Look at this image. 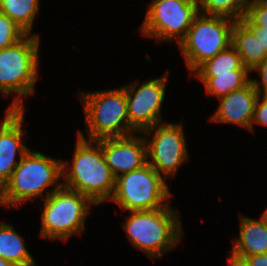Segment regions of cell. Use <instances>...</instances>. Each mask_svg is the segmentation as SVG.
<instances>
[{
    "mask_svg": "<svg viewBox=\"0 0 267 266\" xmlns=\"http://www.w3.org/2000/svg\"><path fill=\"white\" fill-rule=\"evenodd\" d=\"M73 162L62 161L64 185L86 196L94 206L110 200L115 190V180L106 164L101 139L88 140L80 130L77 131ZM96 144V145H95Z\"/></svg>",
    "mask_w": 267,
    "mask_h": 266,
    "instance_id": "1",
    "label": "cell"
},
{
    "mask_svg": "<svg viewBox=\"0 0 267 266\" xmlns=\"http://www.w3.org/2000/svg\"><path fill=\"white\" fill-rule=\"evenodd\" d=\"M61 178L62 160L30 149L0 189V206L14 208L15 205H22L31 199L46 198L62 184L59 183ZM53 185L54 189L49 190Z\"/></svg>",
    "mask_w": 267,
    "mask_h": 266,
    "instance_id": "2",
    "label": "cell"
},
{
    "mask_svg": "<svg viewBox=\"0 0 267 266\" xmlns=\"http://www.w3.org/2000/svg\"><path fill=\"white\" fill-rule=\"evenodd\" d=\"M171 207L168 204L155 210L132 211L122 223L130 244L149 258H159L182 241L180 214Z\"/></svg>",
    "mask_w": 267,
    "mask_h": 266,
    "instance_id": "3",
    "label": "cell"
},
{
    "mask_svg": "<svg viewBox=\"0 0 267 266\" xmlns=\"http://www.w3.org/2000/svg\"><path fill=\"white\" fill-rule=\"evenodd\" d=\"M40 38L26 34L17 43L0 50V92L16 96L8 110H25L23 97L34 93L38 78Z\"/></svg>",
    "mask_w": 267,
    "mask_h": 266,
    "instance_id": "4",
    "label": "cell"
},
{
    "mask_svg": "<svg viewBox=\"0 0 267 266\" xmlns=\"http://www.w3.org/2000/svg\"><path fill=\"white\" fill-rule=\"evenodd\" d=\"M88 140L126 137L138 133L129 123L126 93L113 90L80 92Z\"/></svg>",
    "mask_w": 267,
    "mask_h": 266,
    "instance_id": "5",
    "label": "cell"
},
{
    "mask_svg": "<svg viewBox=\"0 0 267 266\" xmlns=\"http://www.w3.org/2000/svg\"><path fill=\"white\" fill-rule=\"evenodd\" d=\"M43 200L40 230L42 238L66 242L70 237L82 233L93 204L86 196L62 183Z\"/></svg>",
    "mask_w": 267,
    "mask_h": 266,
    "instance_id": "6",
    "label": "cell"
},
{
    "mask_svg": "<svg viewBox=\"0 0 267 266\" xmlns=\"http://www.w3.org/2000/svg\"><path fill=\"white\" fill-rule=\"evenodd\" d=\"M171 195L166 181L147 163L118 176L109 201L116 202L123 211H148L166 207Z\"/></svg>",
    "mask_w": 267,
    "mask_h": 266,
    "instance_id": "7",
    "label": "cell"
},
{
    "mask_svg": "<svg viewBox=\"0 0 267 266\" xmlns=\"http://www.w3.org/2000/svg\"><path fill=\"white\" fill-rule=\"evenodd\" d=\"M235 21L199 13L184 39L178 44L190 75L206 60L226 50L231 44Z\"/></svg>",
    "mask_w": 267,
    "mask_h": 266,
    "instance_id": "8",
    "label": "cell"
},
{
    "mask_svg": "<svg viewBox=\"0 0 267 266\" xmlns=\"http://www.w3.org/2000/svg\"><path fill=\"white\" fill-rule=\"evenodd\" d=\"M140 27L143 36L179 44L199 14L198 0H153Z\"/></svg>",
    "mask_w": 267,
    "mask_h": 266,
    "instance_id": "9",
    "label": "cell"
},
{
    "mask_svg": "<svg viewBox=\"0 0 267 266\" xmlns=\"http://www.w3.org/2000/svg\"><path fill=\"white\" fill-rule=\"evenodd\" d=\"M154 131V132H153ZM147 145V163L165 180L174 177L182 163L187 161L186 138L182 124L157 123L142 131ZM150 136L148 139L147 135Z\"/></svg>",
    "mask_w": 267,
    "mask_h": 266,
    "instance_id": "10",
    "label": "cell"
},
{
    "mask_svg": "<svg viewBox=\"0 0 267 266\" xmlns=\"http://www.w3.org/2000/svg\"><path fill=\"white\" fill-rule=\"evenodd\" d=\"M168 75L167 72L161 78L145 81L140 87L137 82L122 86L126 93L129 123L138 133L163 122L161 108Z\"/></svg>",
    "mask_w": 267,
    "mask_h": 266,
    "instance_id": "11",
    "label": "cell"
},
{
    "mask_svg": "<svg viewBox=\"0 0 267 266\" xmlns=\"http://www.w3.org/2000/svg\"><path fill=\"white\" fill-rule=\"evenodd\" d=\"M101 148L115 178L147 164V145L143 135L103 138Z\"/></svg>",
    "mask_w": 267,
    "mask_h": 266,
    "instance_id": "12",
    "label": "cell"
},
{
    "mask_svg": "<svg viewBox=\"0 0 267 266\" xmlns=\"http://www.w3.org/2000/svg\"><path fill=\"white\" fill-rule=\"evenodd\" d=\"M25 110H8L0 123V189L9 180L21 158L30 150L22 136ZM19 153V160L16 155Z\"/></svg>",
    "mask_w": 267,
    "mask_h": 266,
    "instance_id": "13",
    "label": "cell"
},
{
    "mask_svg": "<svg viewBox=\"0 0 267 266\" xmlns=\"http://www.w3.org/2000/svg\"><path fill=\"white\" fill-rule=\"evenodd\" d=\"M258 97L253 82L250 81L246 86L218 98L219 106L210 120L251 130Z\"/></svg>",
    "mask_w": 267,
    "mask_h": 266,
    "instance_id": "14",
    "label": "cell"
},
{
    "mask_svg": "<svg viewBox=\"0 0 267 266\" xmlns=\"http://www.w3.org/2000/svg\"><path fill=\"white\" fill-rule=\"evenodd\" d=\"M240 216L239 237L233 240L231 254L245 259L247 256L267 253V226L262 219Z\"/></svg>",
    "mask_w": 267,
    "mask_h": 266,
    "instance_id": "15",
    "label": "cell"
},
{
    "mask_svg": "<svg viewBox=\"0 0 267 266\" xmlns=\"http://www.w3.org/2000/svg\"><path fill=\"white\" fill-rule=\"evenodd\" d=\"M230 44L250 71L267 57L266 49L262 48L255 33L242 20L236 21L231 30Z\"/></svg>",
    "mask_w": 267,
    "mask_h": 266,
    "instance_id": "16",
    "label": "cell"
},
{
    "mask_svg": "<svg viewBox=\"0 0 267 266\" xmlns=\"http://www.w3.org/2000/svg\"><path fill=\"white\" fill-rule=\"evenodd\" d=\"M24 244L11 224H0V258L14 266H37Z\"/></svg>",
    "mask_w": 267,
    "mask_h": 266,
    "instance_id": "17",
    "label": "cell"
},
{
    "mask_svg": "<svg viewBox=\"0 0 267 266\" xmlns=\"http://www.w3.org/2000/svg\"><path fill=\"white\" fill-rule=\"evenodd\" d=\"M232 70H249L241 56L230 45L226 50L202 63L192 74L196 77H215L216 74L232 73Z\"/></svg>",
    "mask_w": 267,
    "mask_h": 266,
    "instance_id": "18",
    "label": "cell"
},
{
    "mask_svg": "<svg viewBox=\"0 0 267 266\" xmlns=\"http://www.w3.org/2000/svg\"><path fill=\"white\" fill-rule=\"evenodd\" d=\"M250 70H232V73L216 74L215 77H198L207 94L220 98L246 86L250 81Z\"/></svg>",
    "mask_w": 267,
    "mask_h": 266,
    "instance_id": "19",
    "label": "cell"
},
{
    "mask_svg": "<svg viewBox=\"0 0 267 266\" xmlns=\"http://www.w3.org/2000/svg\"><path fill=\"white\" fill-rule=\"evenodd\" d=\"M39 0H0V13L13 20L26 34H31L39 11Z\"/></svg>",
    "mask_w": 267,
    "mask_h": 266,
    "instance_id": "20",
    "label": "cell"
},
{
    "mask_svg": "<svg viewBox=\"0 0 267 266\" xmlns=\"http://www.w3.org/2000/svg\"><path fill=\"white\" fill-rule=\"evenodd\" d=\"M251 0H198L199 13L241 21Z\"/></svg>",
    "mask_w": 267,
    "mask_h": 266,
    "instance_id": "21",
    "label": "cell"
},
{
    "mask_svg": "<svg viewBox=\"0 0 267 266\" xmlns=\"http://www.w3.org/2000/svg\"><path fill=\"white\" fill-rule=\"evenodd\" d=\"M242 21L254 33H267V0H251Z\"/></svg>",
    "mask_w": 267,
    "mask_h": 266,
    "instance_id": "22",
    "label": "cell"
},
{
    "mask_svg": "<svg viewBox=\"0 0 267 266\" xmlns=\"http://www.w3.org/2000/svg\"><path fill=\"white\" fill-rule=\"evenodd\" d=\"M25 35L26 33L13 20L0 13V50L12 46Z\"/></svg>",
    "mask_w": 267,
    "mask_h": 266,
    "instance_id": "23",
    "label": "cell"
},
{
    "mask_svg": "<svg viewBox=\"0 0 267 266\" xmlns=\"http://www.w3.org/2000/svg\"><path fill=\"white\" fill-rule=\"evenodd\" d=\"M259 73L261 81L251 78L255 90L257 91L259 96L267 97V57L259 63L251 72ZM261 83V84H260Z\"/></svg>",
    "mask_w": 267,
    "mask_h": 266,
    "instance_id": "24",
    "label": "cell"
},
{
    "mask_svg": "<svg viewBox=\"0 0 267 266\" xmlns=\"http://www.w3.org/2000/svg\"><path fill=\"white\" fill-rule=\"evenodd\" d=\"M256 123L267 127V97L265 96H259L257 99L250 131L254 130V124Z\"/></svg>",
    "mask_w": 267,
    "mask_h": 266,
    "instance_id": "25",
    "label": "cell"
},
{
    "mask_svg": "<svg viewBox=\"0 0 267 266\" xmlns=\"http://www.w3.org/2000/svg\"><path fill=\"white\" fill-rule=\"evenodd\" d=\"M245 260L250 266H267V253L247 256Z\"/></svg>",
    "mask_w": 267,
    "mask_h": 266,
    "instance_id": "26",
    "label": "cell"
},
{
    "mask_svg": "<svg viewBox=\"0 0 267 266\" xmlns=\"http://www.w3.org/2000/svg\"><path fill=\"white\" fill-rule=\"evenodd\" d=\"M228 266H250L245 259H241L238 257H235L231 254V256L228 259Z\"/></svg>",
    "mask_w": 267,
    "mask_h": 266,
    "instance_id": "27",
    "label": "cell"
},
{
    "mask_svg": "<svg viewBox=\"0 0 267 266\" xmlns=\"http://www.w3.org/2000/svg\"><path fill=\"white\" fill-rule=\"evenodd\" d=\"M257 39L260 41L262 48L266 49L267 52V33H255Z\"/></svg>",
    "mask_w": 267,
    "mask_h": 266,
    "instance_id": "28",
    "label": "cell"
},
{
    "mask_svg": "<svg viewBox=\"0 0 267 266\" xmlns=\"http://www.w3.org/2000/svg\"><path fill=\"white\" fill-rule=\"evenodd\" d=\"M0 266H14L11 262L0 258Z\"/></svg>",
    "mask_w": 267,
    "mask_h": 266,
    "instance_id": "29",
    "label": "cell"
},
{
    "mask_svg": "<svg viewBox=\"0 0 267 266\" xmlns=\"http://www.w3.org/2000/svg\"><path fill=\"white\" fill-rule=\"evenodd\" d=\"M260 218L262 219L264 224L267 226V208H265V211Z\"/></svg>",
    "mask_w": 267,
    "mask_h": 266,
    "instance_id": "30",
    "label": "cell"
}]
</instances>
